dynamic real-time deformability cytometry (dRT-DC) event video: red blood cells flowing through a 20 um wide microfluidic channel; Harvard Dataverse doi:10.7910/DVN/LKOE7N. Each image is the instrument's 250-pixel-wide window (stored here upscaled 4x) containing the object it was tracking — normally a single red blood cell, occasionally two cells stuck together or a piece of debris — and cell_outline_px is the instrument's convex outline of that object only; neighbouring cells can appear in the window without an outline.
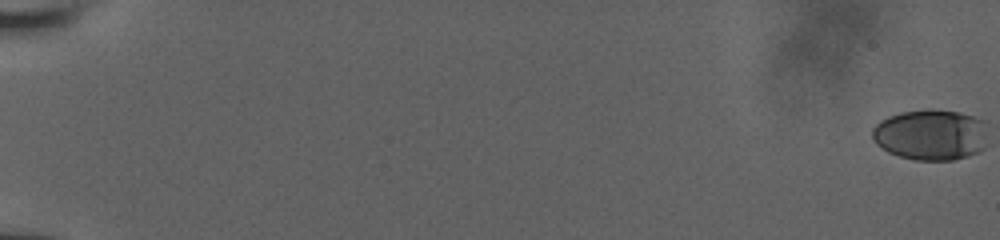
{"species": "human", "species_latin": "Homo sapiens", "temperature_condition": "room temperature", "stored_images_in_passage": 24, "camera_frame_rate_fps": 3000, "um_per_image_px": 0.085, "donor": {"sex": "male"}, "frame": {"image": 1, "passage_image": 1, "time_ms": 0.0, "image_size_px": [1000, 240], "cell_outline_px": [[984, 148], [968, 156], [952, 160], [916, 160], [900, 156], [888, 152], [876, 144], [872, 140], [872, 128], [880, 120], [888, 116], [900, 112], [960, 112], [984, 120]], "centroid_in_image_um": [79.06, 11.49], "position_along_channel_um": 5.9, "area_um2": 33.47}}
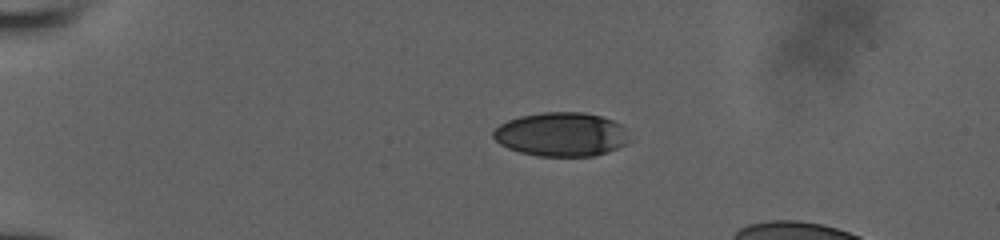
{"frame": {"image": 2, "passage_image": 14, "time_ms": 5.333, "image_size_px": [1000, 240], "cell_outline_px": [[632, 140], [608, 152], [592, 156], [536, 156], [520, 152], [508, 148], [500, 144], [492, 136], [492, 132], [500, 124], [508, 120], [520, 116], [544, 112], [584, 112], [600, 116], [612, 120], [628, 128]], "centroid_in_image_um": [47.75, 11.42], "position_along_channel_um": 37.3, "area_um2": 35.14}}
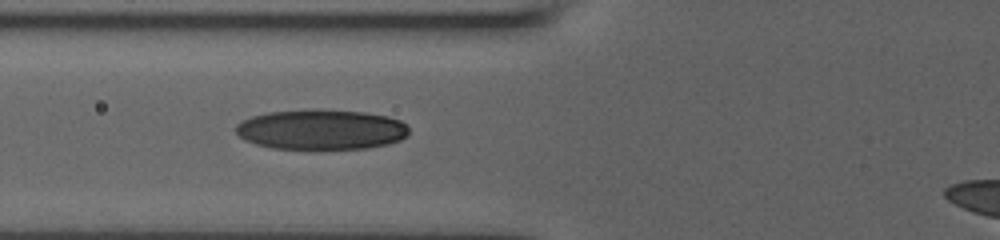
{"frame": {"image": 3, "passage_image": 24, "time_ms": 8.667, "image_size_px": [1000, 240], "cell_outline_px": [[408, 136], [400, 140], [388, 144], [368, 148], [272, 148], [256, 144], [244, 140], [236, 132], [236, 124], [252, 116], [268, 112], [308, 108], [316, 108], [364, 112], [388, 116], [400, 120], [408, 128]], "centroid_in_image_um": [27.3, 10.99], "position_along_channel_um": 98.5, "area_um2": 40.69}}